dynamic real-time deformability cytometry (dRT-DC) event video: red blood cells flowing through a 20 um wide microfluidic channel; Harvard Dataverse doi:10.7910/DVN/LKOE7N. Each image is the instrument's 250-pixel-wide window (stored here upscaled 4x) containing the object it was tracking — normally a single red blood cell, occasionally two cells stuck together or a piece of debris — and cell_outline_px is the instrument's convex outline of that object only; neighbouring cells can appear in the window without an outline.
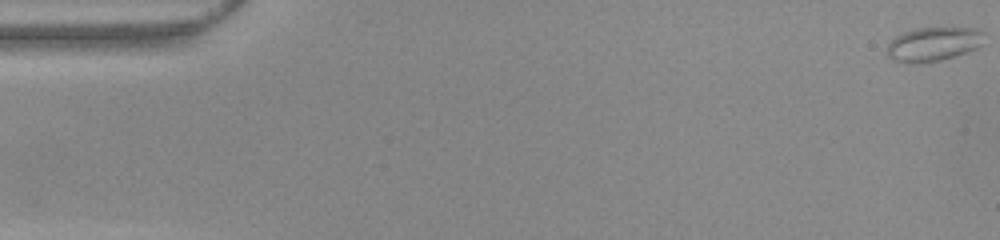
{"species": "common noctule bat (a hibernating species)", "species_latin": "Nyctalus noctula", "temperature_condition": "warm", "stored_images_in_passage": 53, "camera_frame_rate_fps": 3000, "um_per_image_px": 0.085, "animal": {"sex": "female", "body_mass_g": 22.0, "forearm_length_mm": 56.7}, "frame": {"image": 1, "passage_image": 1, "time_ms": 0.0, "image_size_px": [1000, 240], "cell_outline_px": [[984, 32], [980, 48], [956, 56], [940, 60], [908, 64], [904, 64], [892, 60], [888, 56], [888, 44], [896, 36], [904, 32], [916, 28], [980, 28]], "centroid_in_image_um": [79.36, 3.76], "position_along_channel_um": 5.6, "area_um2": 19.42}}
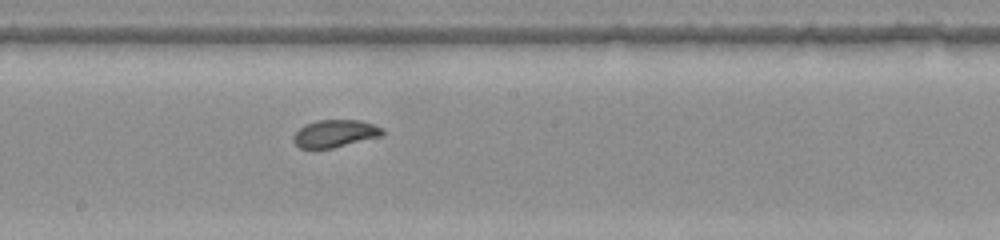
{"frame": {"image": 2, "passage_image": 29, "time_ms": 9.333, "image_size_px": [1000, 240], "cell_outline_px": [[384, 136], [332, 148], [300, 148], [292, 140], [292, 136], [304, 124], [316, 120], [360, 120], [384, 128]], "centroid_in_image_um": [28.49, 11.34], "position_along_channel_um": 219.7, "area_um2": 14.39}}
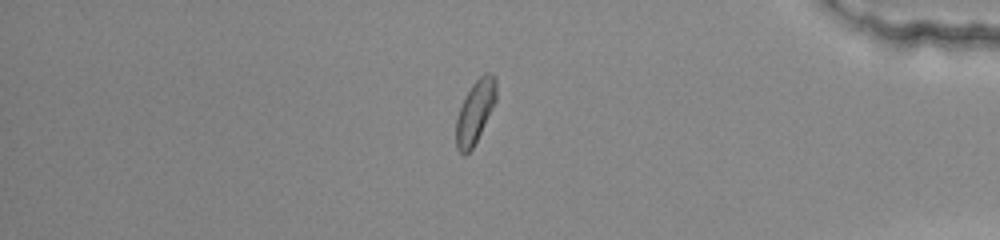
{"frame": {"image": 3, "passage_image": 45, "time_ms": 14.667, "image_size_px": [1000, 240], "cell_outline_px": [[496, 100], [472, 148], [464, 156], [456, 148], [456, 120], [460, 108], [472, 84], [484, 72], [492, 72], [496, 76]], "centroid_in_image_um": [40.39, 9.47], "position_along_channel_um": 394.8, "area_um2": 14.39}, "authors_computed_cell_mechanics": {"area_um2": 14.9702, "velocity_mm_per_s": 3.9018, "shape_relaxation_time_tau1_ms": 2.917, "shape_relaxation_time_tau2_ms": 0.4933, "deformation_change_tau1": 0.103, "deformation_change_tau2": 0.0463}}